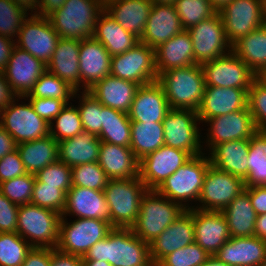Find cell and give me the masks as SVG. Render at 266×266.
<instances>
[{
    "mask_svg": "<svg viewBox=\"0 0 266 266\" xmlns=\"http://www.w3.org/2000/svg\"><path fill=\"white\" fill-rule=\"evenodd\" d=\"M256 215L266 213V186L245 187Z\"/></svg>",
    "mask_w": 266,
    "mask_h": 266,
    "instance_id": "58",
    "label": "cell"
},
{
    "mask_svg": "<svg viewBox=\"0 0 266 266\" xmlns=\"http://www.w3.org/2000/svg\"><path fill=\"white\" fill-rule=\"evenodd\" d=\"M209 123L207 131L206 146L211 151L217 144L229 142L232 140L250 139L256 132L257 128L254 119L247 108L231 112L226 115L216 116L201 121Z\"/></svg>",
    "mask_w": 266,
    "mask_h": 266,
    "instance_id": "18",
    "label": "cell"
},
{
    "mask_svg": "<svg viewBox=\"0 0 266 266\" xmlns=\"http://www.w3.org/2000/svg\"><path fill=\"white\" fill-rule=\"evenodd\" d=\"M163 145V123L131 121L130 148L138 160H141Z\"/></svg>",
    "mask_w": 266,
    "mask_h": 266,
    "instance_id": "39",
    "label": "cell"
},
{
    "mask_svg": "<svg viewBox=\"0 0 266 266\" xmlns=\"http://www.w3.org/2000/svg\"><path fill=\"white\" fill-rule=\"evenodd\" d=\"M162 123L164 145L184 150L192 156L203 153V148H201L203 142L200 138L202 136H200V127H198L201 121L198 118L197 111L170 108Z\"/></svg>",
    "mask_w": 266,
    "mask_h": 266,
    "instance_id": "9",
    "label": "cell"
},
{
    "mask_svg": "<svg viewBox=\"0 0 266 266\" xmlns=\"http://www.w3.org/2000/svg\"><path fill=\"white\" fill-rule=\"evenodd\" d=\"M169 109L164 90L155 81L137 88L128 116L131 121L162 123Z\"/></svg>",
    "mask_w": 266,
    "mask_h": 266,
    "instance_id": "24",
    "label": "cell"
},
{
    "mask_svg": "<svg viewBox=\"0 0 266 266\" xmlns=\"http://www.w3.org/2000/svg\"><path fill=\"white\" fill-rule=\"evenodd\" d=\"M83 264L84 266H112L110 263L100 260H83Z\"/></svg>",
    "mask_w": 266,
    "mask_h": 266,
    "instance_id": "67",
    "label": "cell"
},
{
    "mask_svg": "<svg viewBox=\"0 0 266 266\" xmlns=\"http://www.w3.org/2000/svg\"><path fill=\"white\" fill-rule=\"evenodd\" d=\"M185 210L156 190H147L141 199L138 217L131 227L132 232L149 244Z\"/></svg>",
    "mask_w": 266,
    "mask_h": 266,
    "instance_id": "5",
    "label": "cell"
},
{
    "mask_svg": "<svg viewBox=\"0 0 266 266\" xmlns=\"http://www.w3.org/2000/svg\"><path fill=\"white\" fill-rule=\"evenodd\" d=\"M103 10L102 0H66L48 18L60 38L81 41L93 37L97 18Z\"/></svg>",
    "mask_w": 266,
    "mask_h": 266,
    "instance_id": "2",
    "label": "cell"
},
{
    "mask_svg": "<svg viewBox=\"0 0 266 266\" xmlns=\"http://www.w3.org/2000/svg\"><path fill=\"white\" fill-rule=\"evenodd\" d=\"M232 51L257 76L266 67V24L242 37Z\"/></svg>",
    "mask_w": 266,
    "mask_h": 266,
    "instance_id": "38",
    "label": "cell"
},
{
    "mask_svg": "<svg viewBox=\"0 0 266 266\" xmlns=\"http://www.w3.org/2000/svg\"><path fill=\"white\" fill-rule=\"evenodd\" d=\"M46 70L43 61L15 46L3 73L13 92L25 96Z\"/></svg>",
    "mask_w": 266,
    "mask_h": 266,
    "instance_id": "19",
    "label": "cell"
},
{
    "mask_svg": "<svg viewBox=\"0 0 266 266\" xmlns=\"http://www.w3.org/2000/svg\"><path fill=\"white\" fill-rule=\"evenodd\" d=\"M154 51L158 76L171 69L195 64L192 40L187 30L176 34Z\"/></svg>",
    "mask_w": 266,
    "mask_h": 266,
    "instance_id": "31",
    "label": "cell"
},
{
    "mask_svg": "<svg viewBox=\"0 0 266 266\" xmlns=\"http://www.w3.org/2000/svg\"><path fill=\"white\" fill-rule=\"evenodd\" d=\"M112 229L109 222L101 219L77 218L68 223L62 217L56 249L83 257L96 242L105 239Z\"/></svg>",
    "mask_w": 266,
    "mask_h": 266,
    "instance_id": "8",
    "label": "cell"
},
{
    "mask_svg": "<svg viewBox=\"0 0 266 266\" xmlns=\"http://www.w3.org/2000/svg\"><path fill=\"white\" fill-rule=\"evenodd\" d=\"M214 256L228 266H261L266 257V241L257 236L231 237Z\"/></svg>",
    "mask_w": 266,
    "mask_h": 266,
    "instance_id": "27",
    "label": "cell"
},
{
    "mask_svg": "<svg viewBox=\"0 0 266 266\" xmlns=\"http://www.w3.org/2000/svg\"><path fill=\"white\" fill-rule=\"evenodd\" d=\"M249 139L232 140L217 144L208 154L216 168L243 180L248 175Z\"/></svg>",
    "mask_w": 266,
    "mask_h": 266,
    "instance_id": "33",
    "label": "cell"
},
{
    "mask_svg": "<svg viewBox=\"0 0 266 266\" xmlns=\"http://www.w3.org/2000/svg\"><path fill=\"white\" fill-rule=\"evenodd\" d=\"M14 47L15 40L0 35V71H3L7 66Z\"/></svg>",
    "mask_w": 266,
    "mask_h": 266,
    "instance_id": "61",
    "label": "cell"
},
{
    "mask_svg": "<svg viewBox=\"0 0 266 266\" xmlns=\"http://www.w3.org/2000/svg\"><path fill=\"white\" fill-rule=\"evenodd\" d=\"M98 163L108 179H127L139 176V160L130 147L101 142Z\"/></svg>",
    "mask_w": 266,
    "mask_h": 266,
    "instance_id": "30",
    "label": "cell"
},
{
    "mask_svg": "<svg viewBox=\"0 0 266 266\" xmlns=\"http://www.w3.org/2000/svg\"><path fill=\"white\" fill-rule=\"evenodd\" d=\"M100 144L97 135L83 130L72 138L58 142V160L71 168L98 162Z\"/></svg>",
    "mask_w": 266,
    "mask_h": 266,
    "instance_id": "34",
    "label": "cell"
},
{
    "mask_svg": "<svg viewBox=\"0 0 266 266\" xmlns=\"http://www.w3.org/2000/svg\"><path fill=\"white\" fill-rule=\"evenodd\" d=\"M66 104L50 123V136L57 142L72 138L83 131L79 111L76 106ZM55 127V128H54Z\"/></svg>",
    "mask_w": 266,
    "mask_h": 266,
    "instance_id": "45",
    "label": "cell"
},
{
    "mask_svg": "<svg viewBox=\"0 0 266 266\" xmlns=\"http://www.w3.org/2000/svg\"><path fill=\"white\" fill-rule=\"evenodd\" d=\"M153 4H174L176 0H151Z\"/></svg>",
    "mask_w": 266,
    "mask_h": 266,
    "instance_id": "69",
    "label": "cell"
},
{
    "mask_svg": "<svg viewBox=\"0 0 266 266\" xmlns=\"http://www.w3.org/2000/svg\"><path fill=\"white\" fill-rule=\"evenodd\" d=\"M193 156L166 145L139 160V177L148 190H156Z\"/></svg>",
    "mask_w": 266,
    "mask_h": 266,
    "instance_id": "17",
    "label": "cell"
},
{
    "mask_svg": "<svg viewBox=\"0 0 266 266\" xmlns=\"http://www.w3.org/2000/svg\"><path fill=\"white\" fill-rule=\"evenodd\" d=\"M261 266H266V257H265L264 261L261 263Z\"/></svg>",
    "mask_w": 266,
    "mask_h": 266,
    "instance_id": "72",
    "label": "cell"
},
{
    "mask_svg": "<svg viewBox=\"0 0 266 266\" xmlns=\"http://www.w3.org/2000/svg\"><path fill=\"white\" fill-rule=\"evenodd\" d=\"M76 96V91L71 86L46 70L24 97L61 99L68 104L69 100Z\"/></svg>",
    "mask_w": 266,
    "mask_h": 266,
    "instance_id": "42",
    "label": "cell"
},
{
    "mask_svg": "<svg viewBox=\"0 0 266 266\" xmlns=\"http://www.w3.org/2000/svg\"><path fill=\"white\" fill-rule=\"evenodd\" d=\"M248 90L206 86L201 104L197 110L199 120L207 121L216 116L247 108Z\"/></svg>",
    "mask_w": 266,
    "mask_h": 266,
    "instance_id": "23",
    "label": "cell"
},
{
    "mask_svg": "<svg viewBox=\"0 0 266 266\" xmlns=\"http://www.w3.org/2000/svg\"><path fill=\"white\" fill-rule=\"evenodd\" d=\"M77 93V97L80 98L77 109L83 130L98 136L103 125V105L89 91L80 92L82 96Z\"/></svg>",
    "mask_w": 266,
    "mask_h": 266,
    "instance_id": "46",
    "label": "cell"
},
{
    "mask_svg": "<svg viewBox=\"0 0 266 266\" xmlns=\"http://www.w3.org/2000/svg\"><path fill=\"white\" fill-rule=\"evenodd\" d=\"M100 260L112 266H150L149 244L137 237L131 228H113L107 237L96 242L82 257Z\"/></svg>",
    "mask_w": 266,
    "mask_h": 266,
    "instance_id": "1",
    "label": "cell"
},
{
    "mask_svg": "<svg viewBox=\"0 0 266 266\" xmlns=\"http://www.w3.org/2000/svg\"><path fill=\"white\" fill-rule=\"evenodd\" d=\"M61 218L62 214L32 203L19 205L17 233L32 247L56 248Z\"/></svg>",
    "mask_w": 266,
    "mask_h": 266,
    "instance_id": "7",
    "label": "cell"
},
{
    "mask_svg": "<svg viewBox=\"0 0 266 266\" xmlns=\"http://www.w3.org/2000/svg\"><path fill=\"white\" fill-rule=\"evenodd\" d=\"M28 12L12 0H0V35L17 38Z\"/></svg>",
    "mask_w": 266,
    "mask_h": 266,
    "instance_id": "48",
    "label": "cell"
},
{
    "mask_svg": "<svg viewBox=\"0 0 266 266\" xmlns=\"http://www.w3.org/2000/svg\"><path fill=\"white\" fill-rule=\"evenodd\" d=\"M16 97L17 95L11 89L3 71H0V108L7 107Z\"/></svg>",
    "mask_w": 266,
    "mask_h": 266,
    "instance_id": "60",
    "label": "cell"
},
{
    "mask_svg": "<svg viewBox=\"0 0 266 266\" xmlns=\"http://www.w3.org/2000/svg\"><path fill=\"white\" fill-rule=\"evenodd\" d=\"M35 175L27 173L0 183V192L12 203L25 205L31 202Z\"/></svg>",
    "mask_w": 266,
    "mask_h": 266,
    "instance_id": "51",
    "label": "cell"
},
{
    "mask_svg": "<svg viewBox=\"0 0 266 266\" xmlns=\"http://www.w3.org/2000/svg\"><path fill=\"white\" fill-rule=\"evenodd\" d=\"M30 203L62 214L66 204V193L59 186L47 185L35 179Z\"/></svg>",
    "mask_w": 266,
    "mask_h": 266,
    "instance_id": "47",
    "label": "cell"
},
{
    "mask_svg": "<svg viewBox=\"0 0 266 266\" xmlns=\"http://www.w3.org/2000/svg\"><path fill=\"white\" fill-rule=\"evenodd\" d=\"M66 0H39L35 15L48 17L55 10L59 9Z\"/></svg>",
    "mask_w": 266,
    "mask_h": 266,
    "instance_id": "63",
    "label": "cell"
},
{
    "mask_svg": "<svg viewBox=\"0 0 266 266\" xmlns=\"http://www.w3.org/2000/svg\"><path fill=\"white\" fill-rule=\"evenodd\" d=\"M17 96L7 107L1 111L0 125L10 134L17 144L37 140L50 135V124L42 119L33 109L31 103L17 104Z\"/></svg>",
    "mask_w": 266,
    "mask_h": 266,
    "instance_id": "11",
    "label": "cell"
},
{
    "mask_svg": "<svg viewBox=\"0 0 266 266\" xmlns=\"http://www.w3.org/2000/svg\"><path fill=\"white\" fill-rule=\"evenodd\" d=\"M80 41L60 38L55 51L47 63V71L58 76L76 92H80L79 70ZM80 87V88H79Z\"/></svg>",
    "mask_w": 266,
    "mask_h": 266,
    "instance_id": "28",
    "label": "cell"
},
{
    "mask_svg": "<svg viewBox=\"0 0 266 266\" xmlns=\"http://www.w3.org/2000/svg\"><path fill=\"white\" fill-rule=\"evenodd\" d=\"M173 5L184 30L210 18L217 12L210 0H176Z\"/></svg>",
    "mask_w": 266,
    "mask_h": 266,
    "instance_id": "44",
    "label": "cell"
},
{
    "mask_svg": "<svg viewBox=\"0 0 266 266\" xmlns=\"http://www.w3.org/2000/svg\"><path fill=\"white\" fill-rule=\"evenodd\" d=\"M202 266H228V265L221 262L215 256H210L209 259Z\"/></svg>",
    "mask_w": 266,
    "mask_h": 266,
    "instance_id": "66",
    "label": "cell"
},
{
    "mask_svg": "<svg viewBox=\"0 0 266 266\" xmlns=\"http://www.w3.org/2000/svg\"><path fill=\"white\" fill-rule=\"evenodd\" d=\"M18 210L19 205L0 192V233L17 232Z\"/></svg>",
    "mask_w": 266,
    "mask_h": 266,
    "instance_id": "56",
    "label": "cell"
},
{
    "mask_svg": "<svg viewBox=\"0 0 266 266\" xmlns=\"http://www.w3.org/2000/svg\"><path fill=\"white\" fill-rule=\"evenodd\" d=\"M25 174L27 172L17 150L0 159V183Z\"/></svg>",
    "mask_w": 266,
    "mask_h": 266,
    "instance_id": "55",
    "label": "cell"
},
{
    "mask_svg": "<svg viewBox=\"0 0 266 266\" xmlns=\"http://www.w3.org/2000/svg\"><path fill=\"white\" fill-rule=\"evenodd\" d=\"M244 190L243 179L210 164L198 199L200 204L192 208L196 207L203 211H222Z\"/></svg>",
    "mask_w": 266,
    "mask_h": 266,
    "instance_id": "12",
    "label": "cell"
},
{
    "mask_svg": "<svg viewBox=\"0 0 266 266\" xmlns=\"http://www.w3.org/2000/svg\"><path fill=\"white\" fill-rule=\"evenodd\" d=\"M195 242L193 208L186 209L157 238L149 243L150 257L158 264L165 256Z\"/></svg>",
    "mask_w": 266,
    "mask_h": 266,
    "instance_id": "20",
    "label": "cell"
},
{
    "mask_svg": "<svg viewBox=\"0 0 266 266\" xmlns=\"http://www.w3.org/2000/svg\"><path fill=\"white\" fill-rule=\"evenodd\" d=\"M51 248H37L32 249L26 255L22 266H50Z\"/></svg>",
    "mask_w": 266,
    "mask_h": 266,
    "instance_id": "57",
    "label": "cell"
},
{
    "mask_svg": "<svg viewBox=\"0 0 266 266\" xmlns=\"http://www.w3.org/2000/svg\"><path fill=\"white\" fill-rule=\"evenodd\" d=\"M1 111H2V109L0 108V122H1Z\"/></svg>",
    "mask_w": 266,
    "mask_h": 266,
    "instance_id": "74",
    "label": "cell"
},
{
    "mask_svg": "<svg viewBox=\"0 0 266 266\" xmlns=\"http://www.w3.org/2000/svg\"><path fill=\"white\" fill-rule=\"evenodd\" d=\"M93 37L106 48L111 56L120 55L140 42L138 37L126 31L104 10L97 18Z\"/></svg>",
    "mask_w": 266,
    "mask_h": 266,
    "instance_id": "35",
    "label": "cell"
},
{
    "mask_svg": "<svg viewBox=\"0 0 266 266\" xmlns=\"http://www.w3.org/2000/svg\"><path fill=\"white\" fill-rule=\"evenodd\" d=\"M195 242L210 256H214L231 238L222 211H203L193 208Z\"/></svg>",
    "mask_w": 266,
    "mask_h": 266,
    "instance_id": "21",
    "label": "cell"
},
{
    "mask_svg": "<svg viewBox=\"0 0 266 266\" xmlns=\"http://www.w3.org/2000/svg\"><path fill=\"white\" fill-rule=\"evenodd\" d=\"M230 0H210L212 6L218 11Z\"/></svg>",
    "mask_w": 266,
    "mask_h": 266,
    "instance_id": "68",
    "label": "cell"
},
{
    "mask_svg": "<svg viewBox=\"0 0 266 266\" xmlns=\"http://www.w3.org/2000/svg\"><path fill=\"white\" fill-rule=\"evenodd\" d=\"M157 82L162 86L170 108L198 110L206 87L200 64L163 72Z\"/></svg>",
    "mask_w": 266,
    "mask_h": 266,
    "instance_id": "3",
    "label": "cell"
},
{
    "mask_svg": "<svg viewBox=\"0 0 266 266\" xmlns=\"http://www.w3.org/2000/svg\"><path fill=\"white\" fill-rule=\"evenodd\" d=\"M34 111L48 124L61 112L67 104L61 99L54 98H30L29 101Z\"/></svg>",
    "mask_w": 266,
    "mask_h": 266,
    "instance_id": "54",
    "label": "cell"
},
{
    "mask_svg": "<svg viewBox=\"0 0 266 266\" xmlns=\"http://www.w3.org/2000/svg\"><path fill=\"white\" fill-rule=\"evenodd\" d=\"M50 266H84L82 256L67 254L51 248Z\"/></svg>",
    "mask_w": 266,
    "mask_h": 266,
    "instance_id": "59",
    "label": "cell"
},
{
    "mask_svg": "<svg viewBox=\"0 0 266 266\" xmlns=\"http://www.w3.org/2000/svg\"><path fill=\"white\" fill-rule=\"evenodd\" d=\"M31 249L17 232L0 233V266H22Z\"/></svg>",
    "mask_w": 266,
    "mask_h": 266,
    "instance_id": "43",
    "label": "cell"
},
{
    "mask_svg": "<svg viewBox=\"0 0 266 266\" xmlns=\"http://www.w3.org/2000/svg\"><path fill=\"white\" fill-rule=\"evenodd\" d=\"M206 86L249 89L256 74L233 52L201 65Z\"/></svg>",
    "mask_w": 266,
    "mask_h": 266,
    "instance_id": "16",
    "label": "cell"
},
{
    "mask_svg": "<svg viewBox=\"0 0 266 266\" xmlns=\"http://www.w3.org/2000/svg\"><path fill=\"white\" fill-rule=\"evenodd\" d=\"M110 74L139 86L157 81L154 49L139 42L126 52L112 56Z\"/></svg>",
    "mask_w": 266,
    "mask_h": 266,
    "instance_id": "14",
    "label": "cell"
},
{
    "mask_svg": "<svg viewBox=\"0 0 266 266\" xmlns=\"http://www.w3.org/2000/svg\"><path fill=\"white\" fill-rule=\"evenodd\" d=\"M111 55L94 37L80 41L79 70L82 91H88L111 72Z\"/></svg>",
    "mask_w": 266,
    "mask_h": 266,
    "instance_id": "22",
    "label": "cell"
},
{
    "mask_svg": "<svg viewBox=\"0 0 266 266\" xmlns=\"http://www.w3.org/2000/svg\"><path fill=\"white\" fill-rule=\"evenodd\" d=\"M222 213L226 218L231 237L254 236L257 215L246 190L222 210Z\"/></svg>",
    "mask_w": 266,
    "mask_h": 266,
    "instance_id": "37",
    "label": "cell"
},
{
    "mask_svg": "<svg viewBox=\"0 0 266 266\" xmlns=\"http://www.w3.org/2000/svg\"><path fill=\"white\" fill-rule=\"evenodd\" d=\"M259 1L263 5V8L266 10V0H259Z\"/></svg>",
    "mask_w": 266,
    "mask_h": 266,
    "instance_id": "71",
    "label": "cell"
},
{
    "mask_svg": "<svg viewBox=\"0 0 266 266\" xmlns=\"http://www.w3.org/2000/svg\"><path fill=\"white\" fill-rule=\"evenodd\" d=\"M248 109L254 119L257 131L266 129V80L256 77L248 90Z\"/></svg>",
    "mask_w": 266,
    "mask_h": 266,
    "instance_id": "50",
    "label": "cell"
},
{
    "mask_svg": "<svg viewBox=\"0 0 266 266\" xmlns=\"http://www.w3.org/2000/svg\"><path fill=\"white\" fill-rule=\"evenodd\" d=\"M209 257L210 255L194 242L165 256L158 264L160 266H202Z\"/></svg>",
    "mask_w": 266,
    "mask_h": 266,
    "instance_id": "52",
    "label": "cell"
},
{
    "mask_svg": "<svg viewBox=\"0 0 266 266\" xmlns=\"http://www.w3.org/2000/svg\"><path fill=\"white\" fill-rule=\"evenodd\" d=\"M71 174L72 186L93 190H104L109 180L98 162L74 166Z\"/></svg>",
    "mask_w": 266,
    "mask_h": 266,
    "instance_id": "49",
    "label": "cell"
},
{
    "mask_svg": "<svg viewBox=\"0 0 266 266\" xmlns=\"http://www.w3.org/2000/svg\"><path fill=\"white\" fill-rule=\"evenodd\" d=\"M183 30L173 4H153L139 41L155 49Z\"/></svg>",
    "mask_w": 266,
    "mask_h": 266,
    "instance_id": "25",
    "label": "cell"
},
{
    "mask_svg": "<svg viewBox=\"0 0 266 266\" xmlns=\"http://www.w3.org/2000/svg\"><path fill=\"white\" fill-rule=\"evenodd\" d=\"M17 5L23 7L26 11H31L35 14L37 10V5L39 0H12ZM34 11V12H33Z\"/></svg>",
    "mask_w": 266,
    "mask_h": 266,
    "instance_id": "65",
    "label": "cell"
},
{
    "mask_svg": "<svg viewBox=\"0 0 266 266\" xmlns=\"http://www.w3.org/2000/svg\"><path fill=\"white\" fill-rule=\"evenodd\" d=\"M35 178L47 185L59 186L65 193L72 187L71 167L59 160L38 171Z\"/></svg>",
    "mask_w": 266,
    "mask_h": 266,
    "instance_id": "53",
    "label": "cell"
},
{
    "mask_svg": "<svg viewBox=\"0 0 266 266\" xmlns=\"http://www.w3.org/2000/svg\"><path fill=\"white\" fill-rule=\"evenodd\" d=\"M150 266H160L159 264L152 263Z\"/></svg>",
    "mask_w": 266,
    "mask_h": 266,
    "instance_id": "73",
    "label": "cell"
},
{
    "mask_svg": "<svg viewBox=\"0 0 266 266\" xmlns=\"http://www.w3.org/2000/svg\"><path fill=\"white\" fill-rule=\"evenodd\" d=\"M98 138L101 142L130 147L131 120L128 113L103 106V125Z\"/></svg>",
    "mask_w": 266,
    "mask_h": 266,
    "instance_id": "40",
    "label": "cell"
},
{
    "mask_svg": "<svg viewBox=\"0 0 266 266\" xmlns=\"http://www.w3.org/2000/svg\"><path fill=\"white\" fill-rule=\"evenodd\" d=\"M139 85L111 74L88 91L103 105L128 113Z\"/></svg>",
    "mask_w": 266,
    "mask_h": 266,
    "instance_id": "32",
    "label": "cell"
},
{
    "mask_svg": "<svg viewBox=\"0 0 266 266\" xmlns=\"http://www.w3.org/2000/svg\"><path fill=\"white\" fill-rule=\"evenodd\" d=\"M147 188L140 177L109 179L104 194L113 228H131L138 217L140 202Z\"/></svg>",
    "mask_w": 266,
    "mask_h": 266,
    "instance_id": "4",
    "label": "cell"
},
{
    "mask_svg": "<svg viewBox=\"0 0 266 266\" xmlns=\"http://www.w3.org/2000/svg\"><path fill=\"white\" fill-rule=\"evenodd\" d=\"M202 153L197 156H193L184 165L169 176L156 191L172 200L175 203L180 204L184 209H191L189 203L185 202H198L205 173L208 166L211 164L209 156H205ZM187 204V205H186Z\"/></svg>",
    "mask_w": 266,
    "mask_h": 266,
    "instance_id": "6",
    "label": "cell"
},
{
    "mask_svg": "<svg viewBox=\"0 0 266 266\" xmlns=\"http://www.w3.org/2000/svg\"><path fill=\"white\" fill-rule=\"evenodd\" d=\"M15 150H17L16 141L0 125V159L3 158L6 154L12 153Z\"/></svg>",
    "mask_w": 266,
    "mask_h": 266,
    "instance_id": "62",
    "label": "cell"
},
{
    "mask_svg": "<svg viewBox=\"0 0 266 266\" xmlns=\"http://www.w3.org/2000/svg\"><path fill=\"white\" fill-rule=\"evenodd\" d=\"M60 37L48 17L31 14L26 18L14 39L15 46L29 52L46 65L50 61Z\"/></svg>",
    "mask_w": 266,
    "mask_h": 266,
    "instance_id": "15",
    "label": "cell"
},
{
    "mask_svg": "<svg viewBox=\"0 0 266 266\" xmlns=\"http://www.w3.org/2000/svg\"><path fill=\"white\" fill-rule=\"evenodd\" d=\"M187 31L192 40L195 64L202 65L232 51L218 11Z\"/></svg>",
    "mask_w": 266,
    "mask_h": 266,
    "instance_id": "13",
    "label": "cell"
},
{
    "mask_svg": "<svg viewBox=\"0 0 266 266\" xmlns=\"http://www.w3.org/2000/svg\"><path fill=\"white\" fill-rule=\"evenodd\" d=\"M17 151L26 172L34 175L47 165L58 161V142L50 135L19 143Z\"/></svg>",
    "mask_w": 266,
    "mask_h": 266,
    "instance_id": "36",
    "label": "cell"
},
{
    "mask_svg": "<svg viewBox=\"0 0 266 266\" xmlns=\"http://www.w3.org/2000/svg\"><path fill=\"white\" fill-rule=\"evenodd\" d=\"M254 236L266 241V213L256 217Z\"/></svg>",
    "mask_w": 266,
    "mask_h": 266,
    "instance_id": "64",
    "label": "cell"
},
{
    "mask_svg": "<svg viewBox=\"0 0 266 266\" xmlns=\"http://www.w3.org/2000/svg\"><path fill=\"white\" fill-rule=\"evenodd\" d=\"M248 175L245 187L266 186V135L257 131L249 139Z\"/></svg>",
    "mask_w": 266,
    "mask_h": 266,
    "instance_id": "41",
    "label": "cell"
},
{
    "mask_svg": "<svg viewBox=\"0 0 266 266\" xmlns=\"http://www.w3.org/2000/svg\"><path fill=\"white\" fill-rule=\"evenodd\" d=\"M101 219L110 223V210L103 190L72 186L66 193L62 217Z\"/></svg>",
    "mask_w": 266,
    "mask_h": 266,
    "instance_id": "26",
    "label": "cell"
},
{
    "mask_svg": "<svg viewBox=\"0 0 266 266\" xmlns=\"http://www.w3.org/2000/svg\"><path fill=\"white\" fill-rule=\"evenodd\" d=\"M257 77L266 80V67L257 75Z\"/></svg>",
    "mask_w": 266,
    "mask_h": 266,
    "instance_id": "70",
    "label": "cell"
},
{
    "mask_svg": "<svg viewBox=\"0 0 266 266\" xmlns=\"http://www.w3.org/2000/svg\"><path fill=\"white\" fill-rule=\"evenodd\" d=\"M218 12L232 46L266 24V10L259 0H230Z\"/></svg>",
    "mask_w": 266,
    "mask_h": 266,
    "instance_id": "10",
    "label": "cell"
},
{
    "mask_svg": "<svg viewBox=\"0 0 266 266\" xmlns=\"http://www.w3.org/2000/svg\"><path fill=\"white\" fill-rule=\"evenodd\" d=\"M152 5L151 0H106L104 11L140 39Z\"/></svg>",
    "mask_w": 266,
    "mask_h": 266,
    "instance_id": "29",
    "label": "cell"
}]
</instances>
